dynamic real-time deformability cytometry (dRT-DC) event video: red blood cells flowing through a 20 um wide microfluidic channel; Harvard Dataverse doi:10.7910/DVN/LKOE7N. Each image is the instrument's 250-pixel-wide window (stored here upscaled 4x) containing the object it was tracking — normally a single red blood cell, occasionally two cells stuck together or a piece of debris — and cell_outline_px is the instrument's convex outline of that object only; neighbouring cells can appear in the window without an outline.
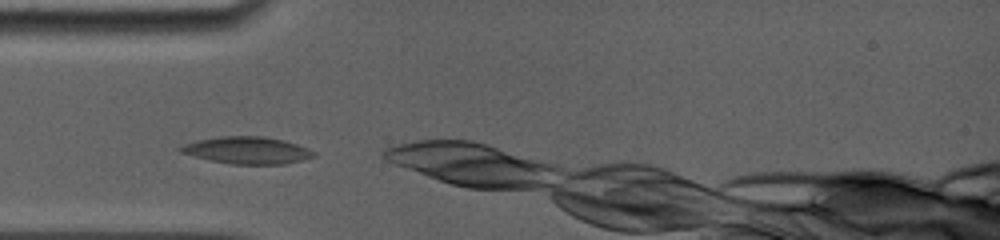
{"species": "common noctule bat (a hibernating species)", "species_latin": "Nyctalus noctula", "temperature_condition": "room temperature", "stored_images_in_passage": 12, "camera_frame_rate_fps": 5000, "um_per_image_px": 0.085, "animal": {"sex": "female", "body_mass_g": 19.0, "forearm_length_mm": 56.7}, "frame": {"image": 1, "passage_image": 1, "time_ms": 0.0, "image_size_px": [1000, 240], "cell_outline_px": [[316, 156], [284, 164], [232, 164], [208, 160], [180, 152], [176, 148], [184, 144], [196, 140], [220, 136], [264, 136], [284, 140], [308, 148], [316, 152]], "centroid_in_image_um": [20.98, 12.77], "position_along_channel_um": 64.0, "area_um2": 21.1}}